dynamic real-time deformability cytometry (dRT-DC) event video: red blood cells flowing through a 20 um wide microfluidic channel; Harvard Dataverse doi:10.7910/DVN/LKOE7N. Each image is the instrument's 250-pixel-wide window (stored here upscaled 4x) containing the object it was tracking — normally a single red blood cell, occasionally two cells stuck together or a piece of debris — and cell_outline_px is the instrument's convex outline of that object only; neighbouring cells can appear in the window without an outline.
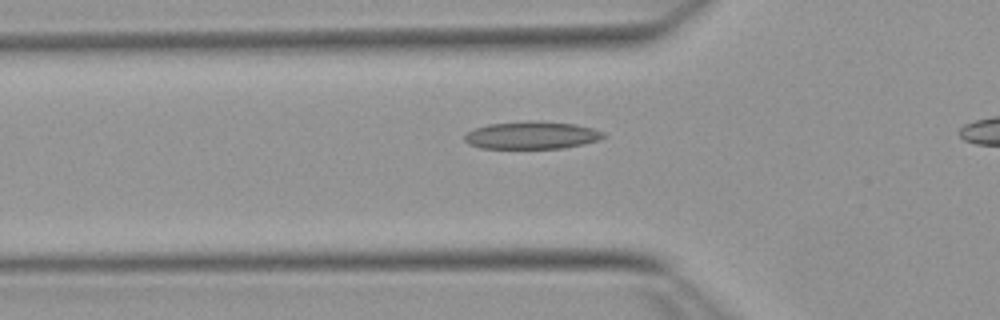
{"species": "Egyptian fruit bat (a non-hibernating species)", "species_latin": "Rousettus aegyptiacus", "temperature_condition": "warm", "stored_images_in_passage": 37, "camera_frame_rate_fps": 3000, "um_per_image_px": 0.085, "animal": {"sex": "female"}, "frame": {"image": 1, "passage_image": 11, "time_ms": 3.333, "image_size_px": [1000, 320], "cell_outline_px": [[604, 136], [600, 140], [584, 144], [564, 148], [480, 148], [468, 144], [464, 140], [464, 136], [468, 132], [476, 128], [488, 124], [528, 120], [536, 120], [576, 124], [592, 128], [604, 132]], "centroid_in_image_um": [45.21, 11.49], "position_along_channel_um": 80.6, "area_um2": 22.48}}
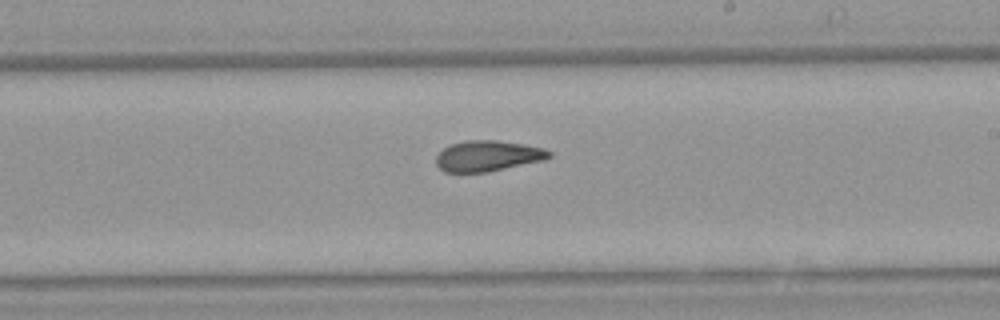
{"frame": {"image": 2, "passage_image": 24, "time_ms": 7.667, "image_size_px": [1000, 320], "cell_outline_px": [[552, 156], [544, 160], [488, 172], [444, 172], [436, 164], [436, 156], [444, 148], [452, 144], [468, 140], [496, 140], [524, 144], [544, 148], [552, 152]], "centroid_in_image_um": [41.49, 13.25], "position_along_channel_um": 247.5, "area_um2": 20.23}}
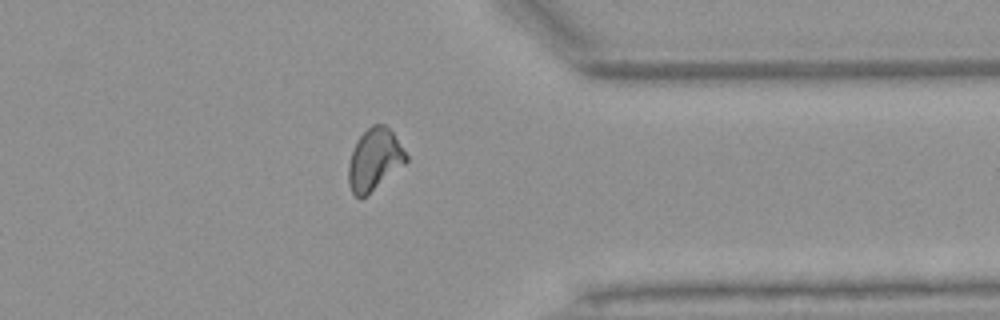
{"frame": {"image": 3, "passage_image": 35, "time_ms": 11.333, "image_size_px": [1000, 320], "cell_outline_px": [[408, 160], [404, 164], [360, 200], [352, 192], [348, 184], [348, 164], [356, 140], [372, 124], [384, 124], [392, 132], [408, 156]], "centroid_in_image_um": [31.8, 13.56], "position_along_channel_um": 379.6, "area_um2": 20.46}}